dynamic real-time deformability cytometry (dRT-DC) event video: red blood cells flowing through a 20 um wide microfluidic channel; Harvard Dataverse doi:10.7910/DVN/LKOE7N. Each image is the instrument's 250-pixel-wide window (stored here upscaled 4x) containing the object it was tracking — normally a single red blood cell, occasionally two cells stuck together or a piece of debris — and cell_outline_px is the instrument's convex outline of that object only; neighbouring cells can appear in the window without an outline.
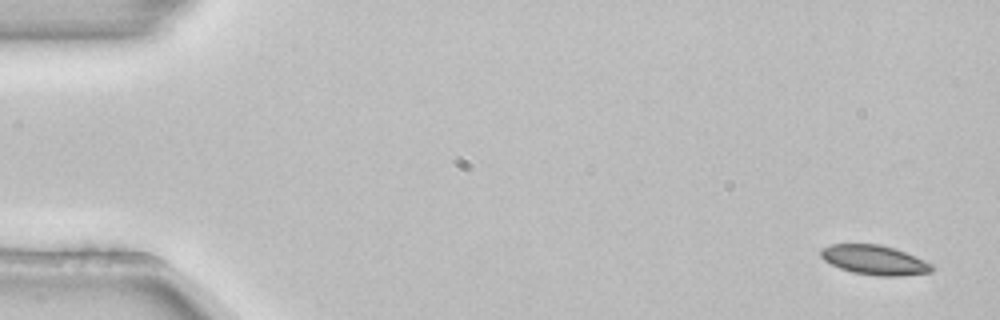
{"species": "common noctule bat (a hibernating species)", "species_latin": "Nyctalus noctula", "temperature_condition": "room temperature", "stored_images_in_passage": 5, "camera_frame_rate_fps": 3000, "um_per_image_px": 0.085, "animal": {"sex": "female", "body_mass_g": 22.7, "forearm_length_mm": 54.2}, "frame": {"image": 1, "passage_image": 1, "time_ms": 0.0, "image_size_px": [1000, 320], "cell_outline_px": [[936, 268], [932, 272], [900, 276], [876, 276], [852, 272], [840, 268], [824, 260], [820, 256], [820, 248], [832, 244], [880, 244], [904, 252], [924, 260], [932, 264]], "centroid_in_image_um": [74.33, 22.11], "position_along_channel_um": 10.7, "area_um2": 19.13}}
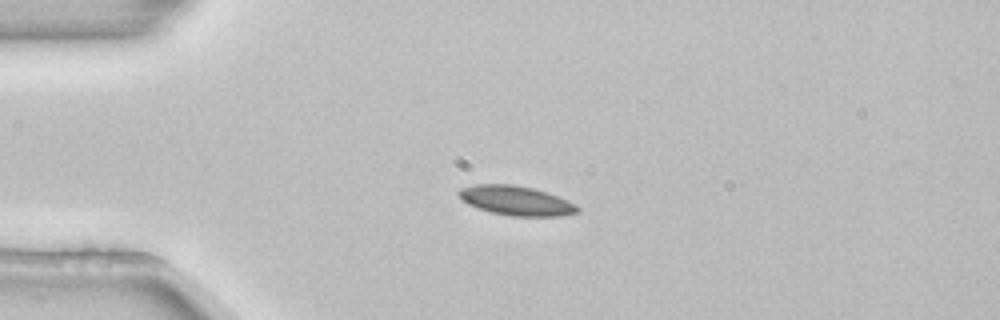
{"frame": {"image": 2, "passage_image": 4, "time_ms": 1.0, "image_size_px": [1000, 320], "cell_outline_px": [[580, 212], [560, 216], [512, 216], [492, 212], [468, 204], [456, 192], [460, 188], [476, 184], [512, 184], [532, 188], [548, 192], [568, 200], [576, 204], [580, 208]], "centroid_in_image_um": [43.91, 17.05], "position_along_channel_um": 41.1, "area_um2": 20.35}}
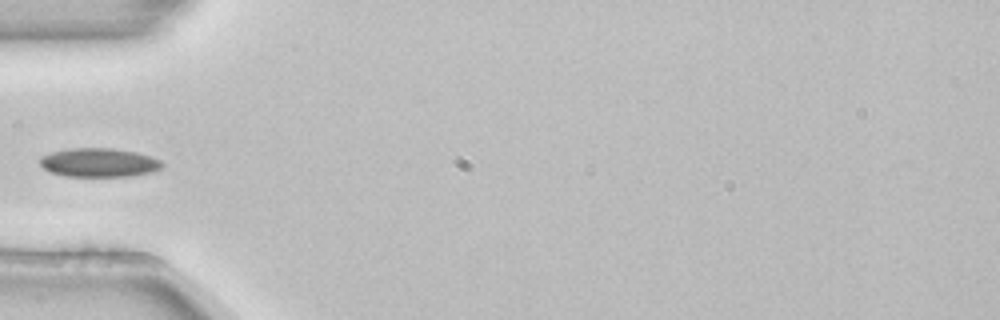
{"frame": {"image": 3, "passage_image": 5, "time_ms": 1.333, "image_size_px": [1000, 320], "cell_outline_px": [[164, 164], [160, 168], [152, 172], [128, 176], [64, 176], [52, 172], [44, 168], [40, 164], [40, 156], [52, 152], [68, 148], [112, 148], [136, 152], [160, 160]], "centroid_in_image_um": [8.39, 13.81], "position_along_channel_um": 76.6, "area_um2": 20.4}}